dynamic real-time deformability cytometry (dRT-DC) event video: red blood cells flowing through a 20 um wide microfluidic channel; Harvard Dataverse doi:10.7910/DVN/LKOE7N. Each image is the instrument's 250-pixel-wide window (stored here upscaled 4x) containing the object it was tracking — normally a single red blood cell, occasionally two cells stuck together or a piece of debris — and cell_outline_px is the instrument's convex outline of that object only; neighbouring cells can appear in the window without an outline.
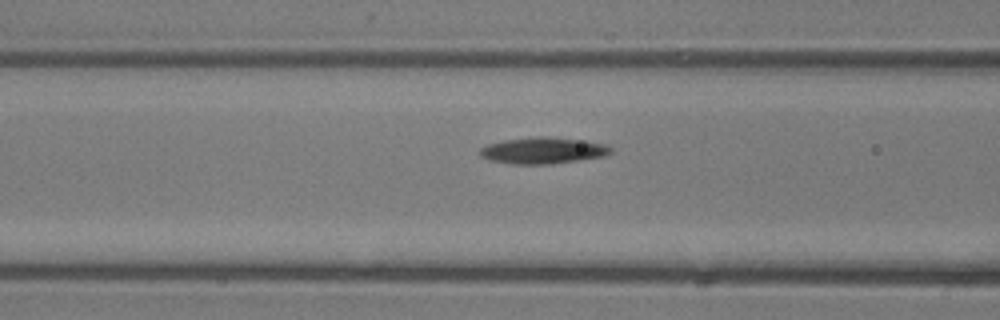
{"species": "common noctule bat (a hibernating species)", "species_latin": "Nyctalus noctula", "temperature_condition": "room temperature", "stored_images_in_passage": 3, "camera_frame_rate_fps": 3000, "um_per_image_px": 0.085, "animal": {"sex": "male", "body_mass_g": 13.3}, "frame": {"image": 1, "passage_image": 3, "time_ms": 0.667, "image_size_px": [1000, 320], "cell_outline_px": [[612, 152], [604, 156], [552, 164], [512, 164], [488, 160], [480, 156], [480, 148], [488, 144], [504, 140], [540, 136], [544, 136], [584, 140], [608, 144], [612, 148]], "centroid_in_image_um": [46.17, 12.79], "position_along_channel_um": 120.4, "area_um2": 20.23}}